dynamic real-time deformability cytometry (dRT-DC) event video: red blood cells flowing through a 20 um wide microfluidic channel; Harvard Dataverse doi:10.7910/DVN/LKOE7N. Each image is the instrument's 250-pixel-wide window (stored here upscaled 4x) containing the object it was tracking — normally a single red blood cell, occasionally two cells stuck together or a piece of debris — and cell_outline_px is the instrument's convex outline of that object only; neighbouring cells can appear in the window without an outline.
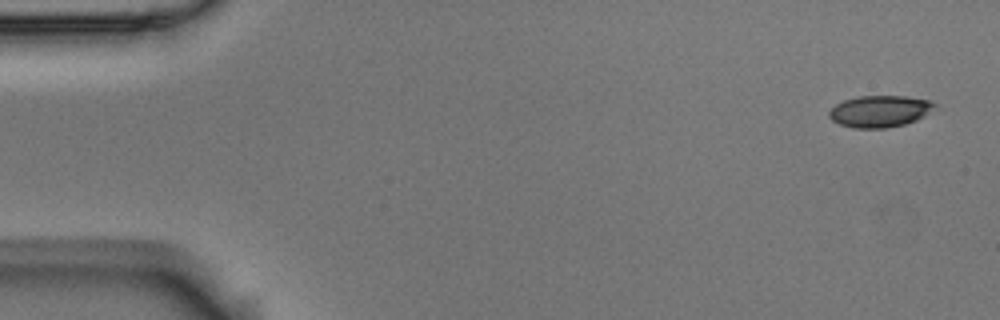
{"species": "Egyptian fruit bat (a non-hibernating species)", "species_latin": "Rousettus aegyptiacus", "temperature_condition": "room temperature", "stored_images_in_passage": 4, "camera_frame_rate_fps": 3000, "um_per_image_px": 0.085, "animal": {"sex": "male"}, "frame": {"image": 1, "passage_image": 1, "time_ms": 0.0, "image_size_px": [1000, 320], "cell_outline_px": [[936, 104], [924, 116], [916, 120], [904, 124], [888, 128], [852, 128], [840, 124], [832, 120], [828, 116], [828, 112], [836, 104], [844, 100], [860, 96], [904, 96], [928, 100]], "centroid_in_image_um": [74.74, 9.46], "position_along_channel_um": 10.3, "area_um2": 19.31}}
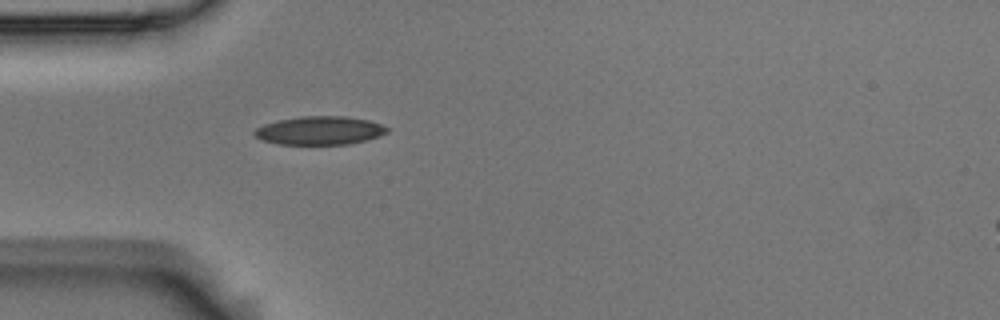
{"frame": {"image": 2, "passage_image": 4, "time_ms": 1.0, "image_size_px": [1000, 320], "cell_outline_px": [[392, 128], [388, 132], [380, 136], [348, 144], [280, 144], [264, 140], [256, 136], [252, 132], [256, 128], [264, 124], [280, 120], [300, 116], [344, 116], [368, 120]], "centroid_in_image_um": [27.21, 11.09], "position_along_channel_um": 57.8, "area_um2": 21.85}}